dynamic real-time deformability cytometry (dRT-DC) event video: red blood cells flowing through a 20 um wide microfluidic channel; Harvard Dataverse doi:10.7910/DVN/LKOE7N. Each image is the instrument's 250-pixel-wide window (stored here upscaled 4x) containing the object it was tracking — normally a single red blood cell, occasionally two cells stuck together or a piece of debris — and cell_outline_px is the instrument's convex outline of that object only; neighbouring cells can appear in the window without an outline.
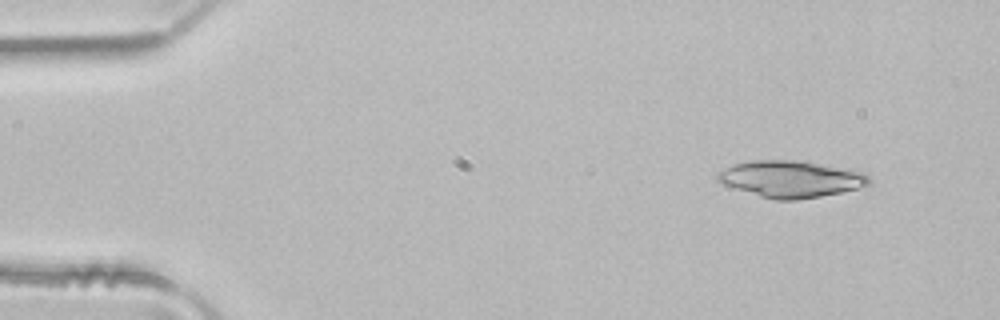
{"species": "common noctule bat (a hibernating species)", "species_latin": "Nyctalus noctula", "temperature_condition": "room temperature", "stored_images_in_passage": 3, "camera_frame_rate_fps": 3000, "um_per_image_px": 0.085, "animal": {"sex": "male", "body_mass_g": 21.5, "forearm_length_mm": 52.0}, "frame": {"image": 1, "passage_image": 2, "time_ms": 0.333, "image_size_px": [1000, 320], "cell_outline_px": [[868, 184], [856, 188], [840, 192], [820, 196], [796, 200], [776, 200], [760, 196], [724, 184], [716, 180], [716, 176], [724, 168], [732, 164], [752, 160], [792, 160], [820, 164], [864, 172], [868, 176]], "centroid_in_image_um": [67.17, 15.21], "position_along_channel_um": 17.8, "area_um2": 31.79}}